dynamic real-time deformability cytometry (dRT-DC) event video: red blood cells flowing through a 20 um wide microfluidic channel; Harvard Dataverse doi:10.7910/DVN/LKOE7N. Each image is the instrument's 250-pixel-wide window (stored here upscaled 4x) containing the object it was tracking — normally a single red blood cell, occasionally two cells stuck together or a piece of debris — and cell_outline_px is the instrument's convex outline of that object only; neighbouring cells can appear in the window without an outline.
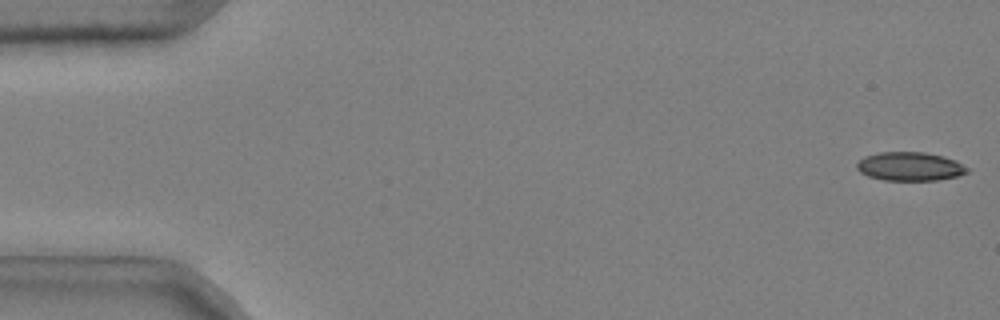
{"species": "common noctule bat (a hibernating species)", "species_latin": "Nyctalus noctula", "temperature_condition": "cold", "stored_images_in_passage": 50, "camera_frame_rate_fps": 3000, "um_per_image_px": 0.085, "animal": {"sex": "male", "body_mass_g": 20.4}, "frame": {"image": 1, "passage_image": 1, "time_ms": 0.0, "image_size_px": [1000, 320], "cell_outline_px": [[968, 172], [956, 176], [940, 180], [884, 180], [868, 176], [860, 172], [856, 168], [856, 164], [864, 156], [880, 152], [924, 152], [944, 156], [956, 160], [968, 168]], "centroid_in_image_um": [77.34, 14.14], "position_along_channel_um": 7.7, "area_um2": 18.5}}
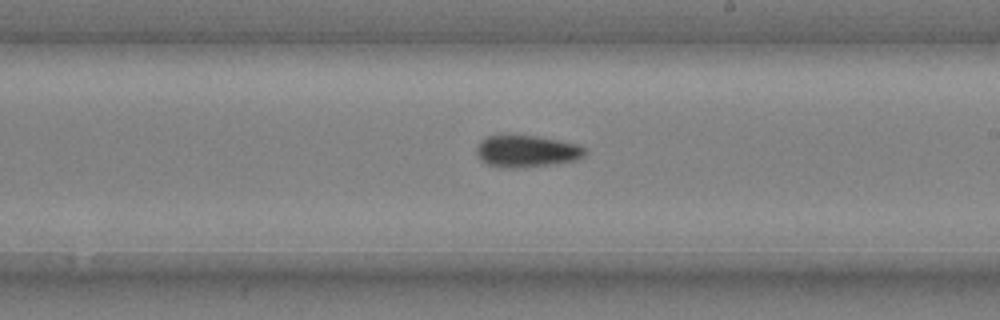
{"frame": {"image": 2, "passage_image": 31, "time_ms": 10.0, "image_size_px": [1000, 320], "cell_outline_px": [[588, 152], [584, 156], [576, 160], [556, 164], [520, 168], [500, 168], [488, 164], [480, 160], [476, 152], [476, 148], [480, 140], [488, 136], [536, 136], [576, 144], [588, 148]], "centroid_in_image_um": [44.78, 12.88], "position_along_channel_um": 244.2, "area_um2": 20.29}}
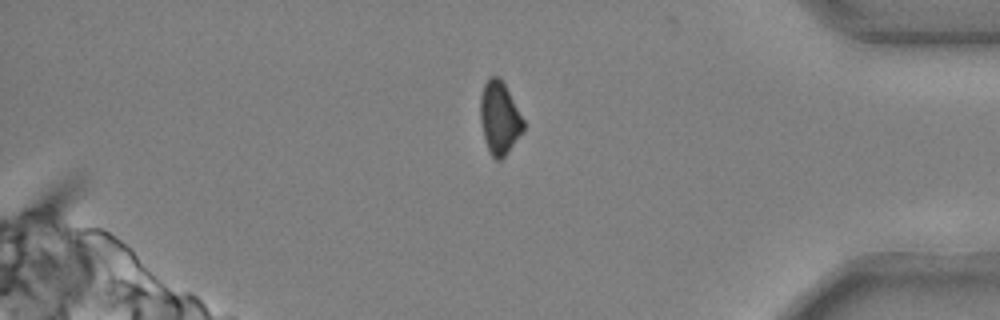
{"frame": {"image": 3, "passage_image": 45, "time_ms": 14.667, "image_size_px": [1000, 320], "cell_outline_px": [[524, 128], [508, 152], [500, 160], [496, 160], [492, 156], [484, 140], [480, 120], [480, 96], [484, 84], [488, 76], [500, 76], [524, 120]], "centroid_in_image_um": [42.43, 10.0], "position_along_channel_um": 392.8, "area_um2": 18.21}, "authors_computed_cell_mechanics": {"area_um2": 19.6231, "velocity_mm_per_s": 3.7113, "shape_relaxation_time_tau1_ms": 7.8586, "shape_relaxation_time_tau2_ms": 4.4201, "deformation_change_tau1": 0.2008, "deformation_change_tau2": 0.0899}}